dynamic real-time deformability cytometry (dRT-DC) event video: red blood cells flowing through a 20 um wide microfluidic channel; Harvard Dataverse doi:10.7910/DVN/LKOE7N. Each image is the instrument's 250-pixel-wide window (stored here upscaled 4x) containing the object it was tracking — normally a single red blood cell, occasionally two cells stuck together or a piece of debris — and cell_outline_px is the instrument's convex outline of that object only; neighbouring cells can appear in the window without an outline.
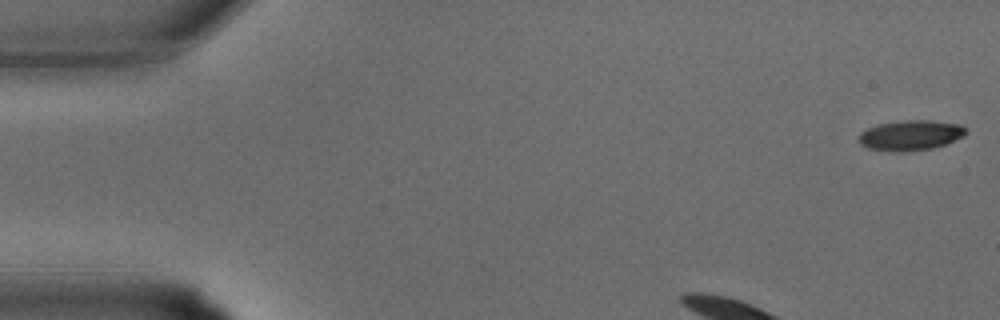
{"species": "common noctule bat (a hibernating species)", "species_latin": "Nyctalus noctula", "temperature_condition": "warm", "stored_images_in_passage": 27, "camera_frame_rate_fps": 3000, "um_per_image_px": 0.085, "animal": {"sex": "male", "body_mass_g": 15.6}, "frame": {"image": 1, "passage_image": 1, "time_ms": 0.0, "image_size_px": [1000, 320], "cell_outline_px": [[968, 132], [964, 136], [944, 144], [932, 148], [868, 148], [860, 144], [860, 132], [876, 124], [904, 120], [928, 120], [960, 124]], "centroid_in_image_um": [77.44, 11.42], "position_along_channel_um": 7.6, "area_um2": 17.74}}
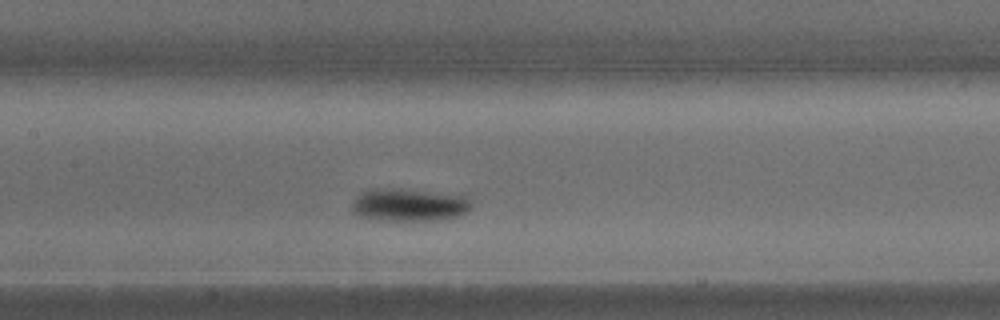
{"frame": {"image": 2, "passage_image": 13, "time_ms": 4.0, "image_size_px": [1000, 320], "cell_outline_px": [[472, 204], [468, 212], [460, 216], [444, 220], [376, 220], [356, 216], [352, 212], [352, 200], [360, 192], [368, 188], [400, 188], [464, 196], [472, 200]], "centroid_in_image_um": [34.72, 17.41], "position_along_channel_um": 172.7, "area_um2": 23.35}}
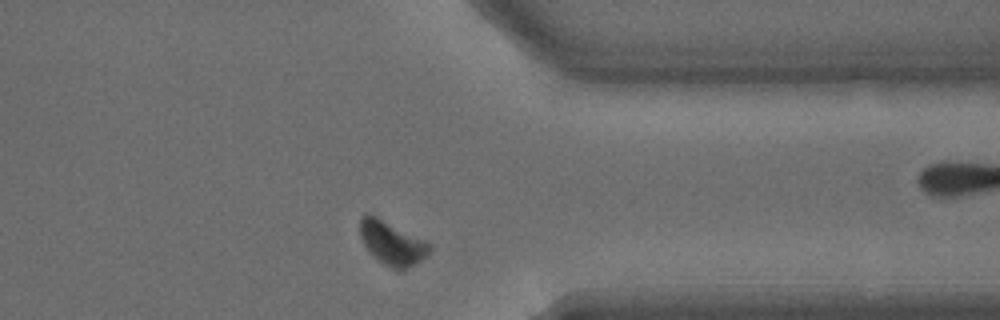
{"frame": {"image": 3, "passage_image": 24, "time_ms": 7.667, "image_size_px": [1000, 320], "cell_outline_px": [[432, 248], [428, 256], [404, 268], [392, 268], [384, 264], [364, 244], [360, 236], [360, 220], [364, 216], [376, 216], [432, 244]], "centroid_in_image_um": [33.36, 20.65], "position_along_channel_um": 378.0, "area_um2": 16.88}}